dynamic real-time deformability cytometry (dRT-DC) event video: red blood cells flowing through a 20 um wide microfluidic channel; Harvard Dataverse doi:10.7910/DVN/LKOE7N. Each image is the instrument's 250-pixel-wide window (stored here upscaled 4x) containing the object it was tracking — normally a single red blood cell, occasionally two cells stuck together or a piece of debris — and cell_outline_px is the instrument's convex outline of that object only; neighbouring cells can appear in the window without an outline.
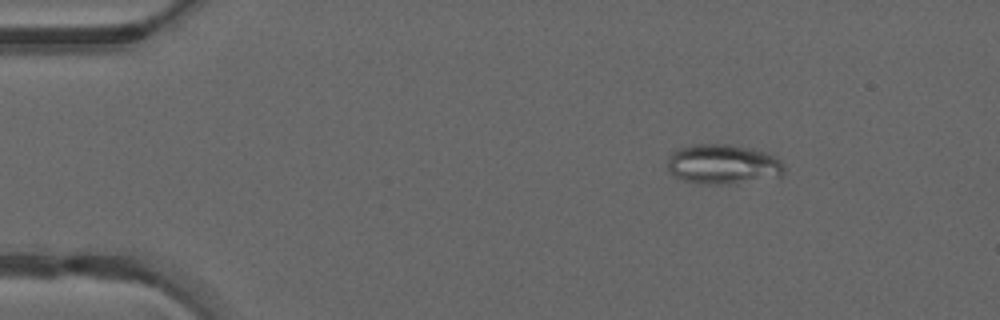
{"species": "common noctule bat (a hibernating species)", "species_latin": "Nyctalus noctula", "temperature_condition": "warm", "stored_images_in_passage": 47, "camera_frame_rate_fps": 3000, "um_per_image_px": 0.085, "animal": {"sex": "male", "forearm_length_mm": 52.5}, "frame": {"image": 1, "passage_image": 6, "time_ms": 1.667, "image_size_px": [1000, 320], "cell_outline_px": [[788, 168], [780, 176], [736, 184], [696, 184], [684, 180], [668, 172], [668, 156], [676, 148], [696, 144], [724, 144], [752, 148], [764, 152], [772, 156], [784, 164]], "centroid_in_image_um": [61.43, 13.97], "position_along_channel_um": 23.6, "area_um2": 27.34}}
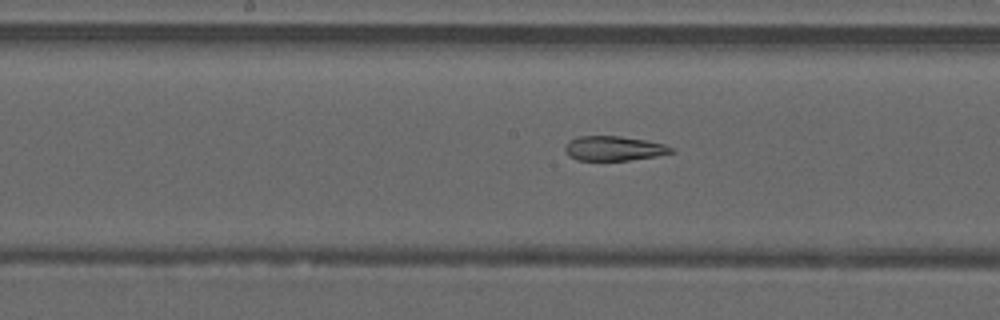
{"frame": {"image": 2, "passage_image": 24, "time_ms": 7.667, "image_size_px": [1000, 320], "cell_outline_px": [[676, 152], [656, 156], [628, 160], [576, 160], [568, 156], [564, 152], [564, 148], [568, 140], [576, 136], [620, 136], [648, 140], [664, 144], [676, 148]], "centroid_in_image_um": [52.18, 12.61], "position_along_channel_um": 196.0, "area_um2": 15.55}}
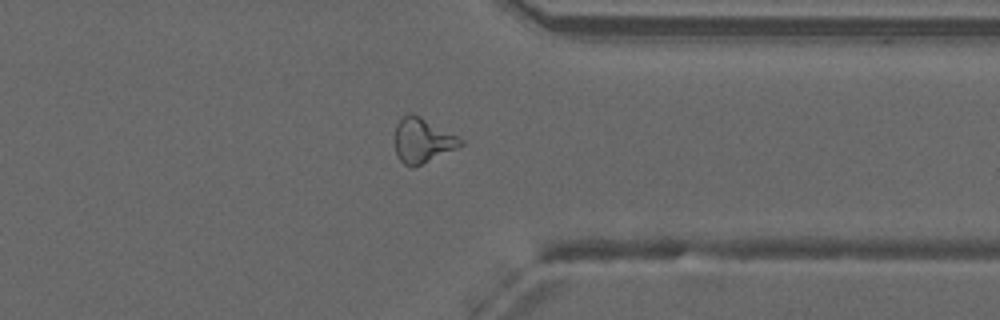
{"frame": {"image": 3, "passage_image": 37, "time_ms": 12.0, "image_size_px": [1000, 320], "cell_outline_px": [[464, 144], [456, 148], [412, 168], [404, 164], [400, 160], [396, 152], [396, 124], [408, 112], [420, 116], [464, 140]], "centroid_in_image_um": [35.9, 11.94], "position_along_channel_um": 375.5, "area_um2": 16.65}, "authors_computed_cell_mechanics": {"area_um2": 17.9758, "velocity_mm_per_s": 4.2208, "shape_relaxation_time_tau1_ms": null, "shape_relaxation_time_tau2_ms": 3.1509, "deformation_change_tau1": null, "deformation_change_tau2": 0.1221}}